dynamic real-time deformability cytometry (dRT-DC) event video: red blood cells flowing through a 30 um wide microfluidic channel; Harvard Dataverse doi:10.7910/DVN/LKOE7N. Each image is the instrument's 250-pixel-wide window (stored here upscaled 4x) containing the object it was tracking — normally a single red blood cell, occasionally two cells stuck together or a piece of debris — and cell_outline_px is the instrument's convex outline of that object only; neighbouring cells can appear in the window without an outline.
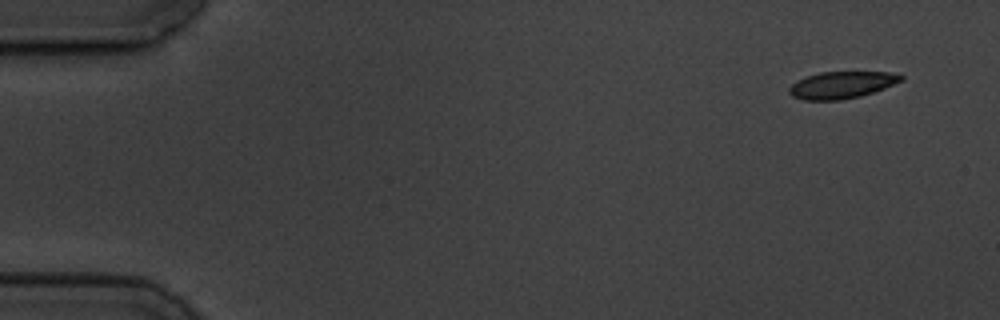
{"species": "common noctule bat (a hibernating species)", "species_latin": "Nyctalus noctula", "temperature_condition": "cold", "stored_images_in_passage": 4, "camera_frame_rate_fps": 3000, "um_per_image_px": 0.085, "animal": {"sex": "male", "body_mass_g": 19.5, "forearm_length_mm": 54.6}, "frame": {"image": 1, "passage_image": 1, "time_ms": 0.0, "image_size_px": [1000, 320], "cell_outline_px": [[904, 80], [884, 88], [860, 96], [840, 100], [804, 100], [792, 96], [788, 92], [788, 88], [796, 80], [820, 72], [888, 72], [904, 76]], "centroid_in_image_um": [71.52, 7.22], "position_along_channel_um": 13.5, "area_um2": 17.51}}
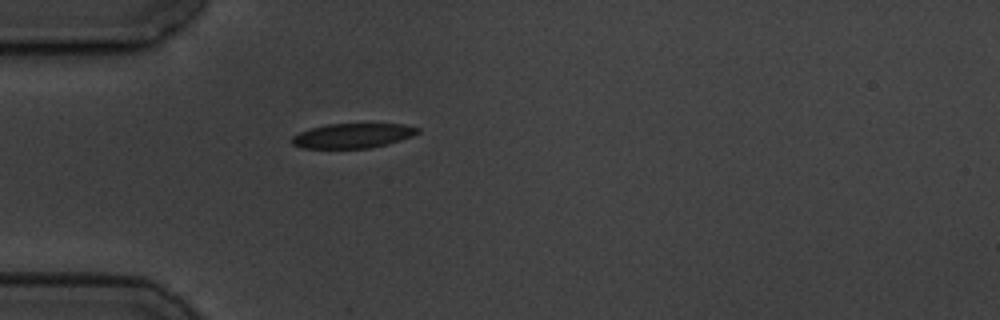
{"frame": {"image": 2, "passage_image": 4, "time_ms": 4.333, "image_size_px": [1000, 320], "cell_outline_px": [[420, 132], [412, 136], [400, 140], [368, 148], [304, 148], [292, 144], [292, 136], [300, 132], [312, 128], [328, 124], [404, 124], [420, 128]], "centroid_in_image_um": [29.99, 11.53], "position_along_channel_um": 55.0, "area_um2": 17.86}}